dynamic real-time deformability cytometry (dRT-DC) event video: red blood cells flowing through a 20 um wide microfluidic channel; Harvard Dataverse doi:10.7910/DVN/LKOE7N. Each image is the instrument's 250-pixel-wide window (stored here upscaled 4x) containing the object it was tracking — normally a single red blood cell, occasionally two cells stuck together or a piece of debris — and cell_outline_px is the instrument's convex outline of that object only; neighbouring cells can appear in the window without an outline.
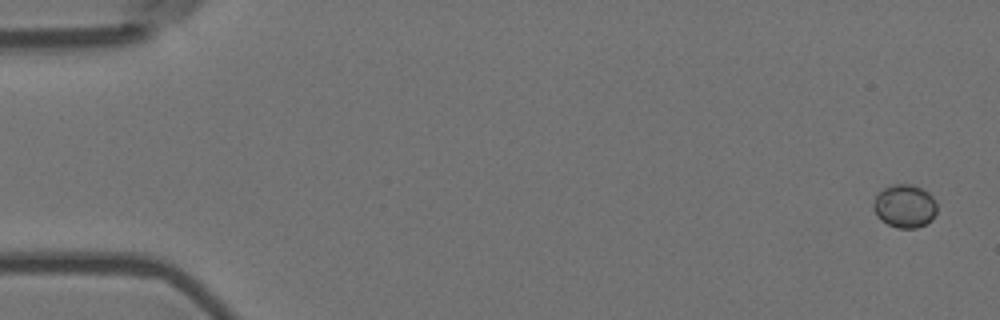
{"species": "Egyptian fruit bat (a non-hibernating species)", "species_latin": "Rousettus aegyptiacus", "temperature_condition": "room temperature", "stored_images_in_passage": 9, "camera_frame_rate_fps": 3000, "um_per_image_px": 0.085, "animal": {"sex": "female"}, "frame": {"image": 1, "passage_image": 1, "time_ms": 0.0, "image_size_px": [1000, 320], "cell_outline_px": [[936, 212], [932, 220], [916, 228], [896, 228], [880, 220], [876, 216], [872, 208], [872, 204], [876, 196], [884, 188], [892, 184], [912, 184], [928, 192], [932, 196], [936, 204]], "centroid_in_image_um": [76.87, 17.52], "position_along_channel_um": 8.1, "area_um2": 16.07}}
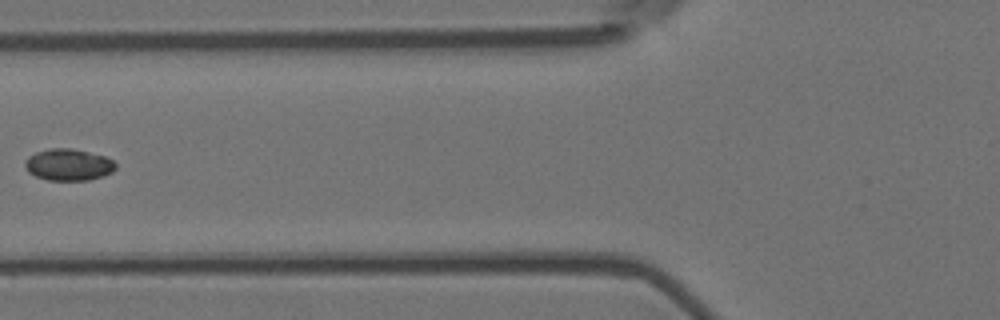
{"frame": {"image": 2, "passage_image": 7, "time_ms": 2.0, "image_size_px": [1000, 320], "cell_outline_px": [[116, 168], [112, 172], [104, 176], [88, 180], [48, 180], [36, 176], [28, 172], [24, 164], [28, 156], [36, 152], [48, 148], [72, 148], [104, 156], [112, 160], [116, 164]], "centroid_in_image_um": [5.82, 14.0], "position_along_channel_um": 120.0, "area_um2": 16.76}}
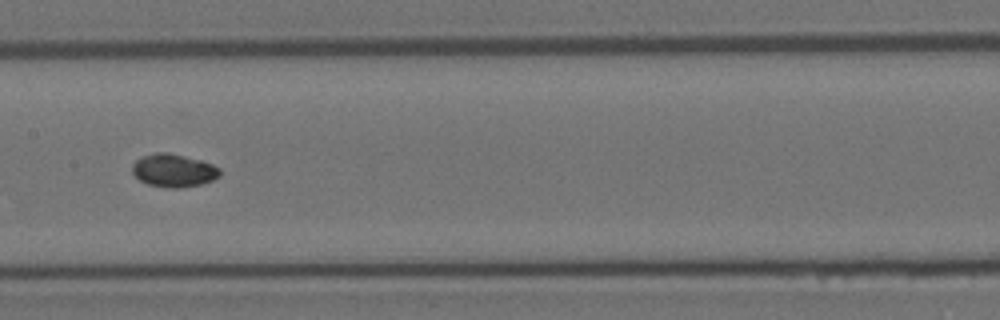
{"frame": {"image": 3, "passage_image": 9, "time_ms": 2.667, "image_size_px": [1000, 320], "cell_outline_px": [[220, 176], [212, 180], [200, 184], [180, 188], [172, 188], [148, 184], [140, 180], [132, 172], [132, 164], [140, 156], [156, 152], [168, 152], [200, 160], [212, 164], [220, 168]], "centroid_in_image_um": [14.74, 14.48], "position_along_channel_um": 192.7, "area_um2": 16.82}}